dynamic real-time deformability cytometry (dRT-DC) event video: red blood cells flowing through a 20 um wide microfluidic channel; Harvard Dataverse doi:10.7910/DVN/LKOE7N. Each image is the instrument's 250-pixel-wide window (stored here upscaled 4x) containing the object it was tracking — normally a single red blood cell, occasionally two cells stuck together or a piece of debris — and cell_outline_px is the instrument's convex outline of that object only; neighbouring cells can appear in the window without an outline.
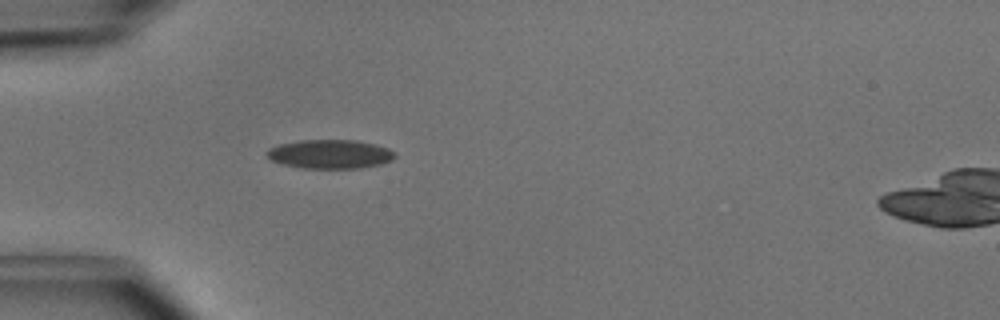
{"species": "common noctule bat (a hibernating species)", "species_latin": "Nyctalus noctula", "temperature_condition": "cold", "stored_images_in_passage": 36, "camera_frame_rate_fps": 3000, "um_per_image_px": 0.085, "animal": {"sex": "male", "body_mass_g": 15.6}, "frame": {"image": 1, "passage_image": 1, "time_ms": 0.0, "image_size_px": [1000, 320], "cell_outline_px": [[396, 156], [392, 160], [380, 164], [360, 168], [304, 168], [284, 164], [272, 160], [264, 152], [268, 148], [280, 144], [300, 140], [356, 140], [376, 144], [388, 148], [396, 152]], "centroid_in_image_um": [28.08, 13.09], "position_along_channel_um": 56.9, "area_um2": 21.62}}
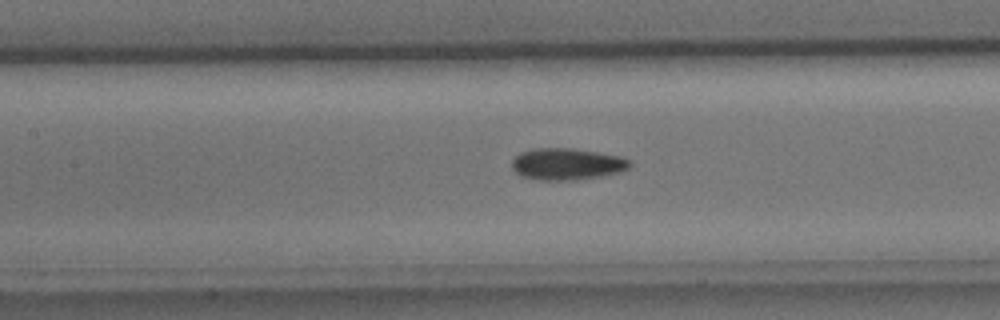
{"frame": {"image": 2, "passage_image": 9, "time_ms": 2.667, "image_size_px": [1000, 320], "cell_outline_px": [[632, 164], [628, 168], [620, 172], [600, 176], [572, 180], [540, 180], [520, 176], [512, 168], [512, 160], [520, 152], [532, 148], [572, 148], [620, 156], [628, 160]], "centroid_in_image_um": [48.15, 13.94], "position_along_channel_um": 159.2, "area_um2": 21.73}}
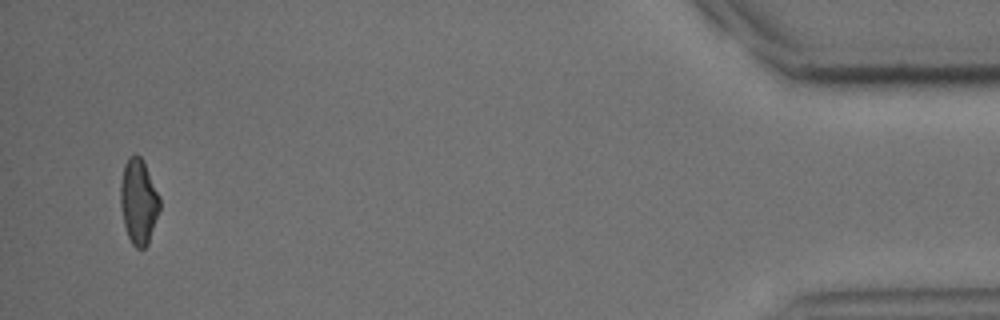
{"frame": {"image": 3, "passage_image": 34, "time_ms": 11.0, "image_size_px": [1000, 320], "cell_outline_px": [[160, 208], [148, 244], [144, 248], [136, 248], [132, 244], [128, 236], [124, 224], [120, 204], [120, 184], [124, 164], [128, 156], [136, 152], [144, 160], [160, 196]], "centroid_in_image_um": [11.78, 17.07], "position_along_channel_um": 423.4, "area_um2": 19.77}, "authors_computed_cell_mechanics": {"area_um2": 20.4901, "velocity_mm_per_s": 4.0653, "shape_relaxation_time_tau1_ms": 7.4507, "shape_relaxation_time_tau2_ms": 3.1196, "deformation_change_tau1": 0.16, "deformation_change_tau2": 0.0912}}